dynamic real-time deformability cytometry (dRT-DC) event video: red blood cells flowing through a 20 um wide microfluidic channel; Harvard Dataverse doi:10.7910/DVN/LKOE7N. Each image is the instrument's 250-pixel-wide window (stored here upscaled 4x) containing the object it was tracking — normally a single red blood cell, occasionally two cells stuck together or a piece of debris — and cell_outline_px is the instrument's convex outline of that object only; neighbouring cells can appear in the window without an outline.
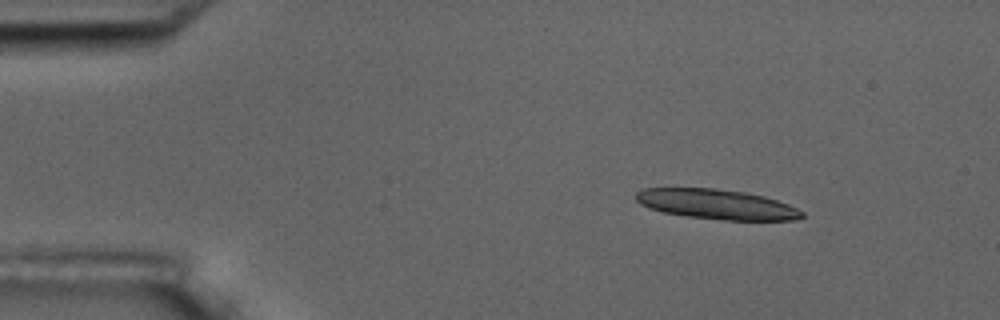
{"species": "common noctule bat (a hibernating species)", "species_latin": "Nyctalus noctula", "temperature_condition": "room temperature", "stored_images_in_passage": 8, "camera_frame_rate_fps": 3000, "um_per_image_px": 0.085, "animal": {"sex": "male", "body_mass_g": 17.5, "forearm_length_mm": 52.3}, "frame": {"image": 1, "passage_image": 2, "time_ms": 1.333, "image_size_px": [1000, 320], "cell_outline_px": [[804, 216], [796, 220], [724, 220], [688, 216], [664, 212], [648, 208], [640, 204], [636, 200], [636, 192], [644, 188], [712, 188], [744, 192], [764, 196], [788, 204], [804, 212]], "centroid_in_image_um": [60.92, 17.36], "position_along_channel_um": 24.1, "area_um2": 28.84}}